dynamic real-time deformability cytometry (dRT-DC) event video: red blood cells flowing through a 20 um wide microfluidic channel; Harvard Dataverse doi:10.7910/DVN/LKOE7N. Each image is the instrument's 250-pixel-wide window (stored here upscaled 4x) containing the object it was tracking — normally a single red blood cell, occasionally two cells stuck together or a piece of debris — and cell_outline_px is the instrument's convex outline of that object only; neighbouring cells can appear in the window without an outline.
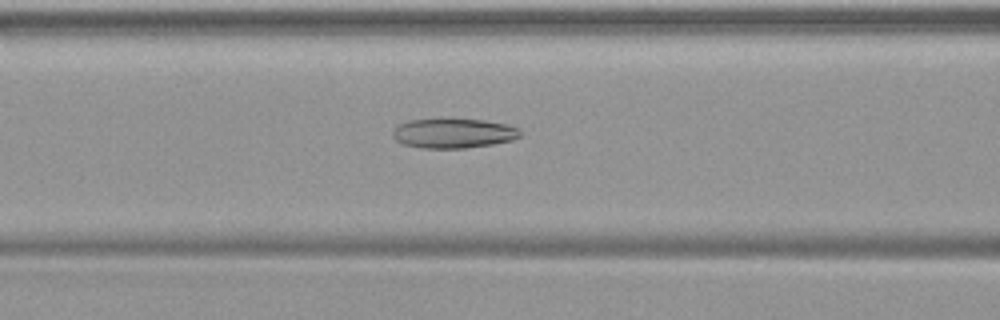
{"species": "common noctule bat (a hibernating species)", "species_latin": "Nyctalus noctula", "temperature_condition": "warm", "stored_images_in_passage": 47, "camera_frame_rate_fps": 3000, "um_per_image_px": 0.085, "animal": {"sex": "female", "body_mass_g": 19.9}, "frame": {"image": 1, "passage_image": 21, "time_ms": 6.667, "image_size_px": [1000, 320], "cell_outline_px": [[520, 136], [512, 140], [492, 144], [464, 148], [420, 148], [404, 144], [396, 140], [392, 136], [392, 132], [396, 124], [408, 120], [440, 116], [484, 120], [504, 124], [520, 128]], "centroid_in_image_um": [38.47, 11.28], "position_along_channel_um": 128.1, "area_um2": 22.89}}
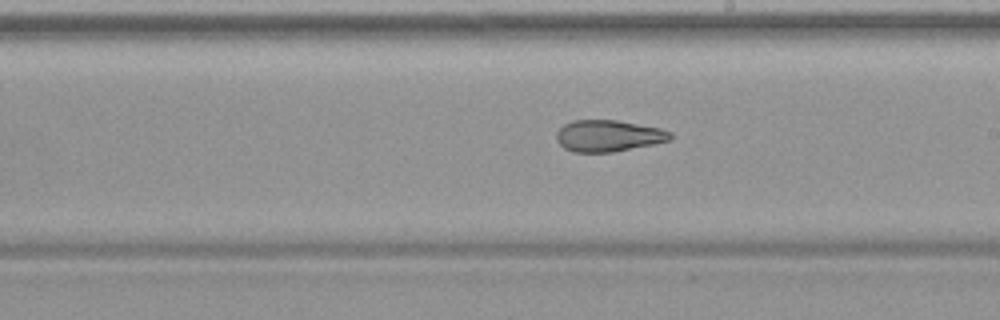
{"frame": {"image": 2, "passage_image": 29, "time_ms": 9.333, "image_size_px": [1000, 320], "cell_outline_px": [[672, 140], [612, 152], [572, 152], [564, 148], [556, 140], [556, 132], [564, 124], [572, 120], [616, 120], [660, 128], [672, 132]], "centroid_in_image_um": [51.69, 11.54], "position_along_channel_um": 237.3, "area_um2": 20.92}}
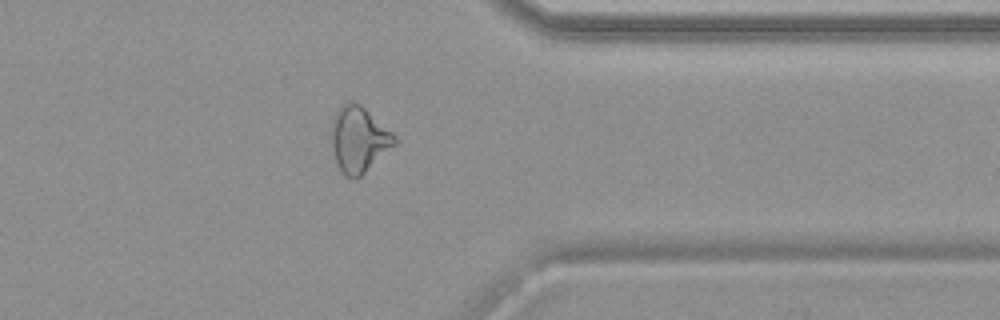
{"frame": {"image": 3, "passage_image": 40, "time_ms": 13.0, "image_size_px": [1000, 320], "cell_outline_px": [[396, 144], [360, 176], [352, 180], [344, 176], [340, 172], [328, 136], [332, 120], [336, 112], [348, 100], [352, 100], [360, 104], [392, 132], [396, 136]], "centroid_in_image_um": [30.45, 11.85], "position_along_channel_um": 381.0, "area_um2": 24.39}}